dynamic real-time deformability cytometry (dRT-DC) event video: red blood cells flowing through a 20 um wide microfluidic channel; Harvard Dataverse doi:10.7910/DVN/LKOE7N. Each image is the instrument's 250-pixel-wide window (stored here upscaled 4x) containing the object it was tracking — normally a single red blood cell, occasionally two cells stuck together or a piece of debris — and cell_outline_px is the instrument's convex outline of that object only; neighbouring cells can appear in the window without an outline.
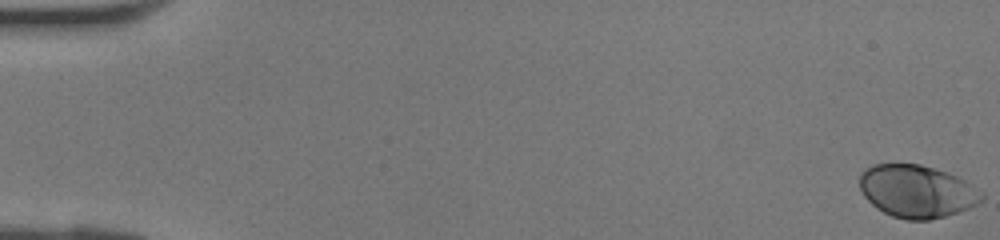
{"species": "human", "species_latin": "Homo sapiens", "temperature_condition": "room temperature", "stored_images_in_passage": 42, "camera_frame_rate_fps": 3000, "um_per_image_px": 0.085, "donor": {"sex": "female"}, "frame": {"image": 1, "passage_image": 1, "time_ms": 0.0, "image_size_px": [1000, 240], "cell_outline_px": [[984, 200], [968, 208], [944, 216], [928, 220], [908, 220], [892, 216], [876, 208], [864, 196], [860, 188], [860, 172], [864, 168], [872, 164], [920, 164], [948, 172], [964, 180], [984, 192]], "centroid_in_image_um": [77.93, 16.25], "position_along_channel_um": 7.1, "area_um2": 37.51}}
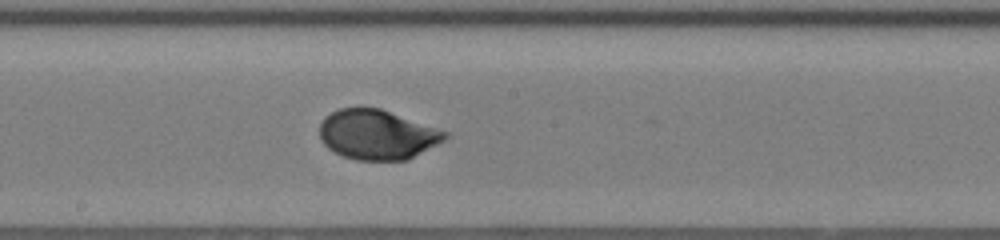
{"frame": {"image": 2, "passage_image": 24, "time_ms": 7.667, "image_size_px": [1000, 240], "cell_outline_px": [[448, 136], [444, 140], [408, 160], [356, 160], [344, 156], [328, 148], [320, 140], [320, 124], [324, 116], [340, 108], [380, 108], [448, 132]], "centroid_in_image_um": [32.04, 11.44], "position_along_channel_um": 216.2, "area_um2": 36.13}}
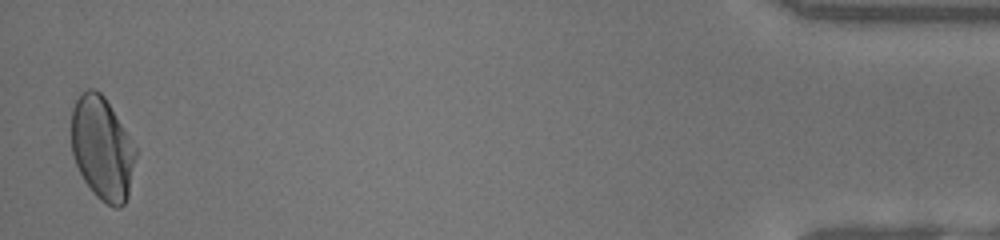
{"frame": {"image": 3, "passage_image": 42, "time_ms": 13.667, "image_size_px": [1000, 240], "cell_outline_px": [[136, 156], [128, 196], [124, 204], [120, 208], [112, 208], [100, 200], [92, 192], [84, 180], [76, 164], [72, 152], [72, 108], [80, 92], [88, 88], [92, 88], [100, 92], [104, 96], [136, 148]], "centroid_in_image_um": [8.68, 12.63], "position_along_channel_um": 426.5, "area_um2": 38.55}}